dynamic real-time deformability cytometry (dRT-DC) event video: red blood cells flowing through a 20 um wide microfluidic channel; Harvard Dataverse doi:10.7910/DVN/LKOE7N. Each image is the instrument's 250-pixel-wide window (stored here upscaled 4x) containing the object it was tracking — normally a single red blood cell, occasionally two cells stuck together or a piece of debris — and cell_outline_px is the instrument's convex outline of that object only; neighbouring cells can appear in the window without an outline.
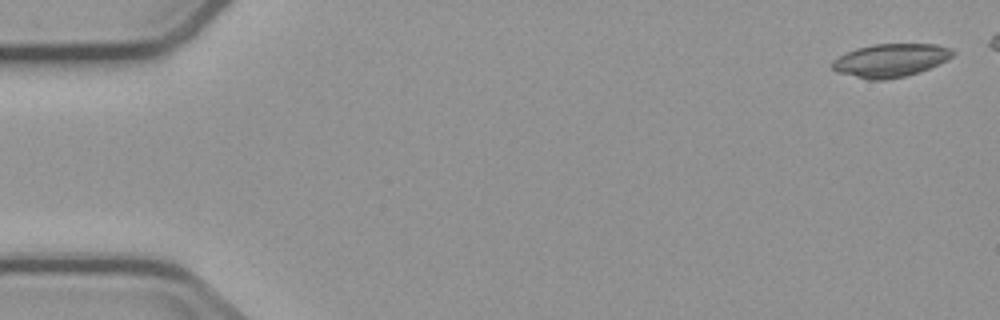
{"species": "common noctule bat (a hibernating species)", "species_latin": "Nyctalus noctula", "temperature_condition": "cold", "stored_images_in_passage": 8, "segment_of_instrument_passage": [1, 2], "camera_frame_rate_fps": 3000, "um_per_image_px": 0.085, "animal": {"sex": "male", "body_mass_g": 23.1, "forearm_length_mm": 52.7}, "frame": {"image": 1, "passage_image": 1, "time_ms": 0.0, "image_size_px": [1000, 320], "cell_outline_px": [[956, 52], [952, 56], [920, 72], [904, 76], [884, 80], [868, 80], [836, 72], [832, 68], [832, 60], [856, 48], [876, 44], [936, 44], [952, 48]], "centroid_in_image_um": [75.67, 5.13], "position_along_channel_um": 9.3, "area_um2": 23.18}}
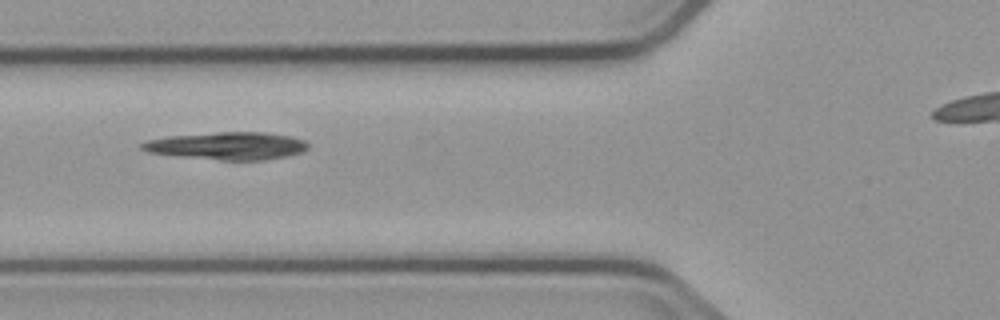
{"frame": {"image": 2, "passage_image": 6, "time_ms": 6.333, "image_size_px": [1000, 320], "cell_outline_px": [[308, 148], [300, 152], [284, 156], [264, 160], [220, 160], [180, 156], [148, 152], [140, 148], [140, 144], [148, 140], [168, 136], [216, 132], [264, 132], [292, 136], [304, 140], [308, 144]], "centroid_in_image_um": [19.32, 12.39], "position_along_channel_um": 106.5, "area_um2": 26.53}}
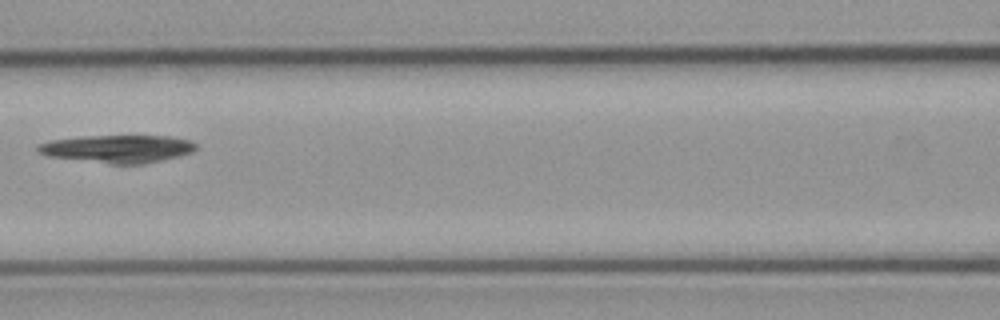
{"frame": {"image": 3, "passage_image": 7, "time_ms": 7.667, "image_size_px": [1000, 320], "cell_outline_px": [[196, 148], [192, 152], [144, 164], [112, 164], [48, 156], [40, 152], [36, 148], [36, 144], [48, 140], [84, 136], [168, 136], [192, 140], [196, 144]], "centroid_in_image_um": [9.97, 12.64], "position_along_channel_um": 156.6, "area_um2": 25.49}}